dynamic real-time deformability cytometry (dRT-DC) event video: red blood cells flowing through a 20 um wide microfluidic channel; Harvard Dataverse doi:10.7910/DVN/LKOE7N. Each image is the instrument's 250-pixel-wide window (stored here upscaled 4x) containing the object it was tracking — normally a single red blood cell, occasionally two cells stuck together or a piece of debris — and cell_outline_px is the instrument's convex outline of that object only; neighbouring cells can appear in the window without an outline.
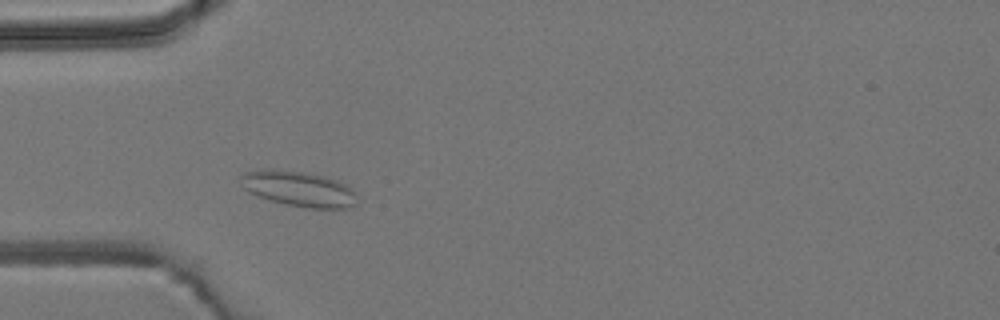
{"species": "common noctule bat (a hibernating species)", "species_latin": "Nyctalus noctula", "temperature_condition": "room temperature", "stored_images_in_passage": 3, "camera_frame_rate_fps": 3000, "um_per_image_px": 0.085, "animal": {"sex": "male", "body_mass_g": 19.2, "forearm_length_mm": 51.8}, "frame": {"image": 1, "passage_image": 2, "time_ms": 2.0, "image_size_px": [1000, 320], "cell_outline_px": [[356, 204], [352, 208], [308, 208], [288, 204], [256, 196], [248, 192], [244, 188], [240, 176], [244, 172], [276, 168], [304, 172], [324, 176], [336, 180], [352, 188], [356, 192]], "centroid_in_image_um": [25.41, 16.04], "position_along_channel_um": 59.6, "area_um2": 23.99}}